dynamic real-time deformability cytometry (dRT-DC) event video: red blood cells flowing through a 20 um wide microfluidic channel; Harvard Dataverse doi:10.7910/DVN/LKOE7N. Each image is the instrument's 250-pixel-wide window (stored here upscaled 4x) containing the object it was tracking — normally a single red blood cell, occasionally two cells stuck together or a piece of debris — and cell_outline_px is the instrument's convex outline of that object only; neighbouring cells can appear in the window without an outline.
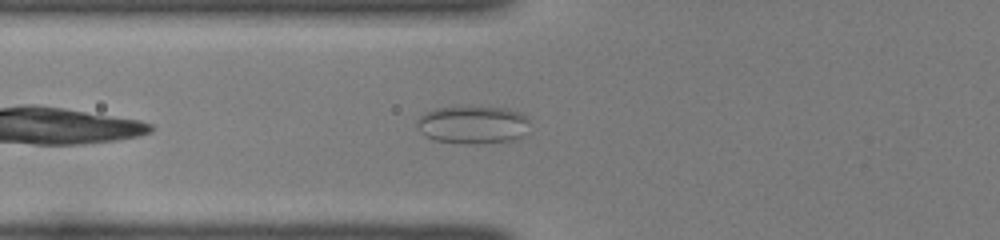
{"species": "common noctule bat (a hibernating species)", "species_latin": "Nyctalus noctula", "temperature_condition": "room temperature", "stored_images_in_passage": 36, "camera_frame_rate_fps": 3000, "um_per_image_px": 0.085, "animal": {"sex": "female", "body_mass_g": 22.0, "forearm_length_mm": 56.7}, "frame": {"image": 1, "passage_image": 5, "time_ms": 1.333, "image_size_px": [1000, 240], "cell_outline_px": [[528, 132], [524, 136], [512, 140], [480, 144], [468, 144], [432, 140], [420, 132], [416, 124], [416, 120], [420, 116], [436, 108], [468, 104], [508, 108], [524, 112], [528, 116]], "centroid_in_image_um": [40.23, 10.56], "position_along_channel_um": 85.6, "area_um2": 26.07}}
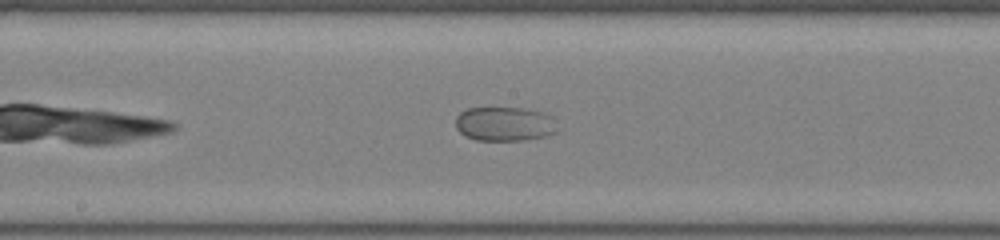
{"frame": {"image": 2, "passage_image": 14, "time_ms": 4.333, "image_size_px": [1000, 240], "cell_outline_px": [[556, 132], [544, 136], [524, 140], [476, 140], [464, 136], [456, 128], [456, 116], [460, 112], [468, 108], [524, 108], [540, 112], [552, 116]], "centroid_in_image_um": [42.84, 10.53], "position_along_channel_um": 205.4, "area_um2": 20.17}}
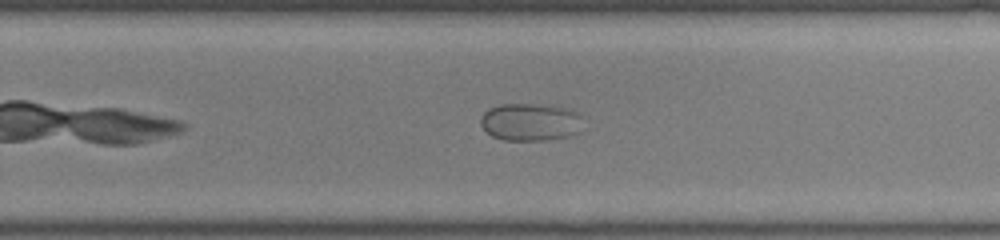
{"frame": {"image": 3, "passage_image": 20, "time_ms": 6.333, "image_size_px": [1000, 240], "cell_outline_px": [[584, 116], [580, 132], [572, 136], [544, 140], [504, 140], [492, 136], [480, 124], [480, 116], [488, 108], [500, 104], [532, 104], [572, 108]], "centroid_in_image_um": [45.14, 10.36], "position_along_channel_um": 284.7, "area_um2": 22.89}}